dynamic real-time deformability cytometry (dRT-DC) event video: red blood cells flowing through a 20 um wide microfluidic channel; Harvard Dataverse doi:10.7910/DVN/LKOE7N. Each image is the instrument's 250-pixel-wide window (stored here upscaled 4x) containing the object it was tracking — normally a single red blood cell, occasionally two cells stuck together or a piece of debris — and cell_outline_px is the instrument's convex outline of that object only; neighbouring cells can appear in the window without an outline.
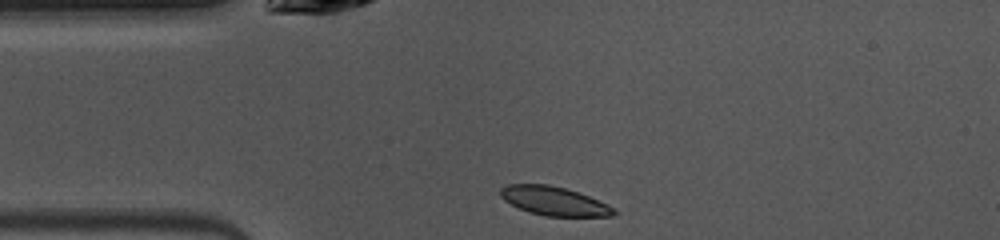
{"species": "common noctule bat (a hibernating species)", "species_latin": "Nyctalus noctula", "temperature_condition": "warm", "stored_images_in_passage": 39, "camera_frame_rate_fps": 3000, "um_per_image_px": 0.085, "animal": {"sex": "female", "body_mass_g": 10.0, "forearm_length_mm": 53.1}, "frame": {"image": 1, "passage_image": 1, "time_ms": 0.0, "image_size_px": [1000, 240], "cell_outline_px": [[616, 212], [612, 216], [544, 216], [528, 212], [504, 200], [500, 196], [500, 188], [508, 184], [548, 184], [580, 192], [608, 204], [616, 208]], "centroid_in_image_um": [47.11, 17.08], "position_along_channel_um": 37.9, "area_um2": 19.13}}
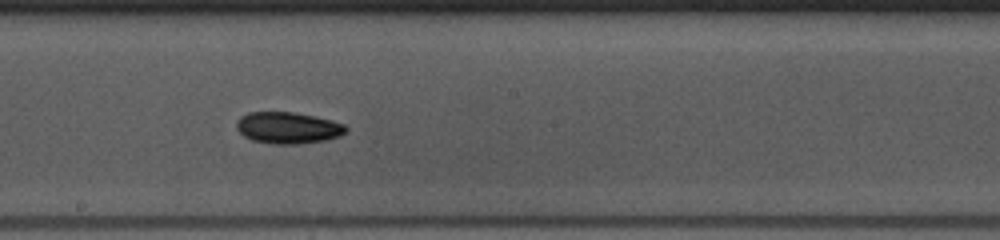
{"frame": {"image": 2, "passage_image": 16, "time_ms": 5.0, "image_size_px": [1000, 240], "cell_outline_px": [[348, 128], [340, 136], [324, 140], [296, 144], [276, 144], [252, 140], [244, 136], [236, 128], [236, 124], [240, 116], [248, 112], [292, 112], [316, 116], [332, 120], [344, 124]], "centroid_in_image_um": [24.47, 10.85], "position_along_channel_um": 223.7, "area_um2": 20.06}}
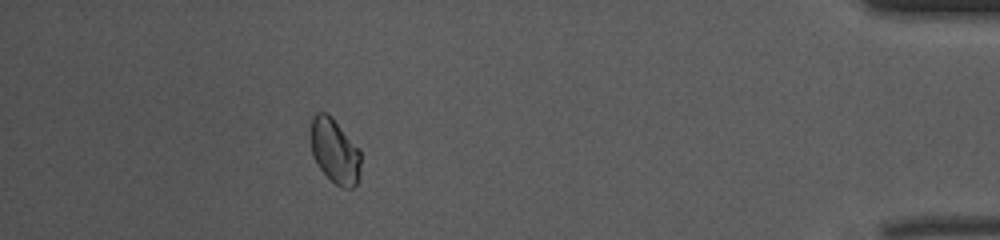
{"frame": {"image": 3, "passage_image": 34, "time_ms": 11.0, "image_size_px": [1000, 240], "cell_outline_px": [[360, 172], [356, 184], [352, 188], [340, 188], [320, 168], [312, 156], [312, 116], [316, 112], [328, 112], [332, 116], [360, 148]], "centroid_in_image_um": [28.48, 12.82], "position_along_channel_um": 406.7, "area_um2": 18.9}, "authors_computed_cell_mechanics": {"area_um2": 19.1318, "velocity_mm_per_s": 4.0411, "shape_relaxation_time_tau1_ms": 6.0334, "shape_relaxation_time_tau2_ms": null, "deformation_change_tau1": 0.0925, "deformation_change_tau2": null}}